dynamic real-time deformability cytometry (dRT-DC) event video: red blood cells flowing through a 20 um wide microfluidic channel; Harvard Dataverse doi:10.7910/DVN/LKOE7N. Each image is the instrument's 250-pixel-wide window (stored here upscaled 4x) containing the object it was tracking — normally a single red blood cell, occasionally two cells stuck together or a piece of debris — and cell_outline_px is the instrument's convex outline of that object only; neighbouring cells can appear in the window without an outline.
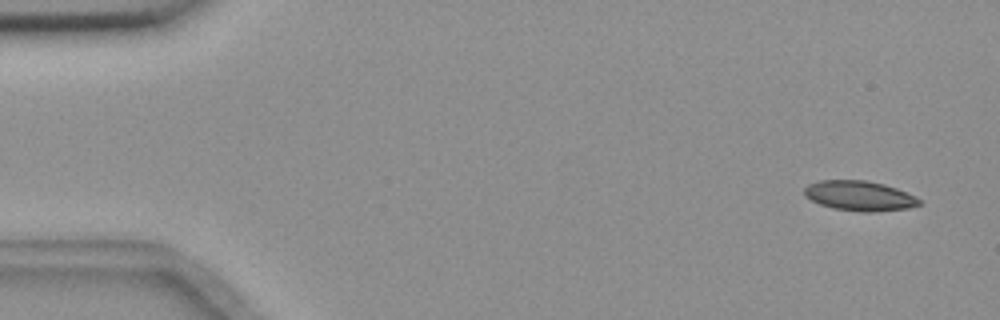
{"species": "common noctule bat (a hibernating species)", "species_latin": "Nyctalus noctula", "temperature_condition": "room temperature", "stored_images_in_passage": 12, "camera_frame_rate_fps": 3000, "um_per_image_px": 0.085, "animal": {"sex": "female", "body_mass_g": 18.4}, "frame": {"image": 1, "passage_image": 3, "time_ms": 0.667, "image_size_px": [1000, 320], "cell_outline_px": [[920, 204], [908, 208], [872, 212], [860, 212], [832, 208], [820, 204], [804, 196], [804, 188], [808, 184], [820, 180], [864, 180], [884, 184], [896, 188], [920, 200]], "centroid_in_image_um": [73.0, 16.64], "position_along_channel_um": 12.0, "area_um2": 19.88}}